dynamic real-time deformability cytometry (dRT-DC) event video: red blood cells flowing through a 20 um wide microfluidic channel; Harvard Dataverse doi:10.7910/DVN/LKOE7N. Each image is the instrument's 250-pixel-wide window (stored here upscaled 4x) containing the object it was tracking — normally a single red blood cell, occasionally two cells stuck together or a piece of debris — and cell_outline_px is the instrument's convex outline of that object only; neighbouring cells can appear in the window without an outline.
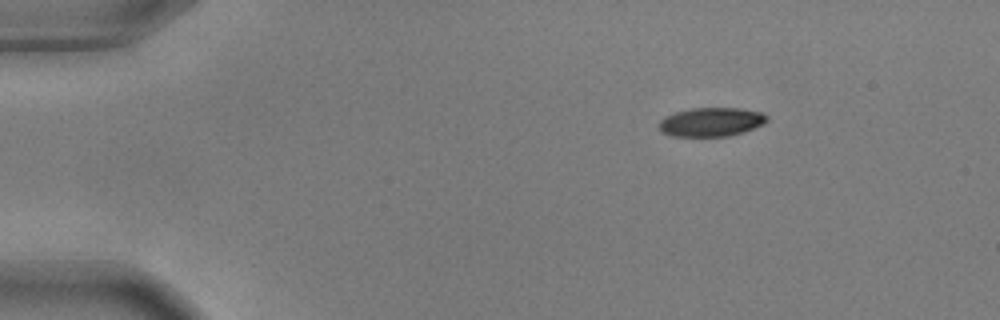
{"species": "common noctule bat (a hibernating species)", "species_latin": "Nyctalus noctula", "temperature_condition": "warm", "stored_images_in_passage": 44, "camera_frame_rate_fps": 3000, "um_per_image_px": 0.085, "animal": {"sex": "male", "body_mass_g": 17.9, "forearm_length_mm": 54.2}, "frame": {"image": 1, "passage_image": 1, "time_ms": 0.0, "image_size_px": [1000, 320], "cell_outline_px": [[768, 120], [764, 124], [744, 132], [728, 136], [672, 136], [664, 132], [660, 128], [660, 120], [664, 116], [676, 112], [692, 108], [740, 108], [760, 112], [768, 116]], "centroid_in_image_um": [60.49, 10.36], "position_along_channel_um": 24.5, "area_um2": 18.09}}
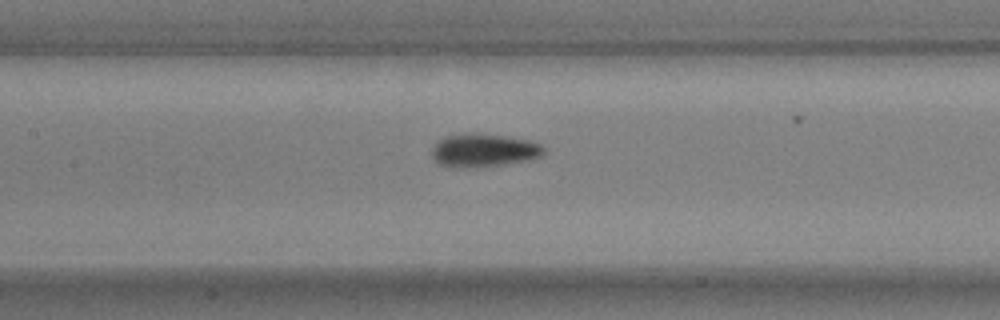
{"frame": {"image": 2, "passage_image": 19, "time_ms": 6.0, "image_size_px": [1000, 320], "cell_outline_px": [[544, 152], [540, 156], [528, 160], [504, 164], [476, 168], [456, 168], [440, 164], [432, 156], [432, 148], [440, 140], [448, 136], [500, 136], [528, 140], [540, 144], [544, 148]], "centroid_in_image_um": [41.14, 12.84], "position_along_channel_um": 166.3, "area_um2": 20.69}}
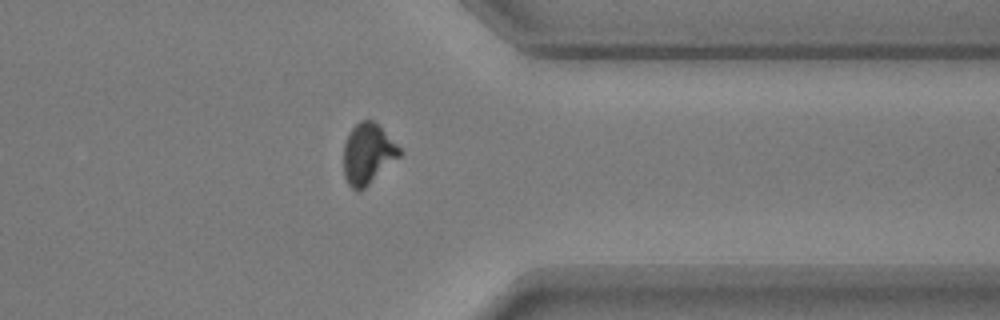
{"frame": {"image": 3, "passage_image": 37, "time_ms": 12.0, "image_size_px": [1000, 320], "cell_outline_px": [[404, 152], [400, 156], [360, 192], [352, 188], [348, 184], [344, 176], [344, 144], [352, 128], [360, 120], [372, 120]], "centroid_in_image_um": [31.25, 13.1], "position_along_channel_um": 380.1, "area_um2": 19.42}, "authors_computed_cell_mechanics": {"area_um2": 20.0277, "velocity_mm_per_s": 3.6685, "shape_relaxation_time_tau1_ms": 4.7423, "shape_relaxation_time_tau2_ms": 2.3103, "deformation_change_tau1": 0.1714, "deformation_change_tau2": 0.0575}}